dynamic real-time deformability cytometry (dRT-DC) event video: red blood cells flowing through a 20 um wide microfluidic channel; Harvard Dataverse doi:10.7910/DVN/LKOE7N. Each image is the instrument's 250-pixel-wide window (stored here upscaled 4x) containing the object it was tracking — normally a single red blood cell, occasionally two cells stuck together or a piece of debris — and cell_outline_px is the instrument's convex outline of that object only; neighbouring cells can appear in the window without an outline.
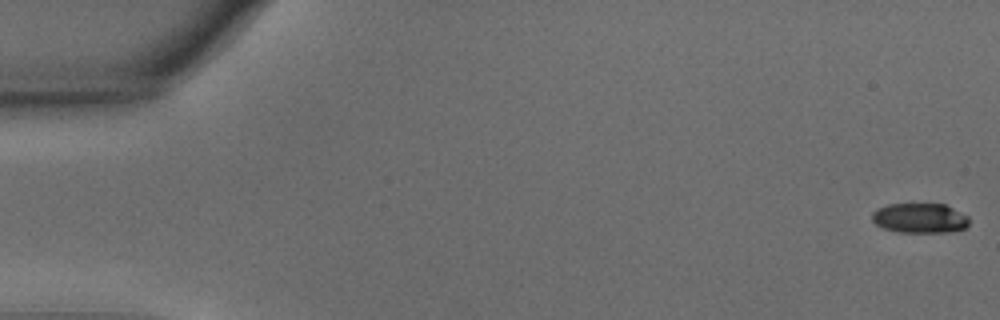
{"species": "common noctule bat (a hibernating species)", "species_latin": "Nyctalus noctula", "temperature_condition": "warm", "stored_images_in_passage": 50, "camera_frame_rate_fps": 3000, "um_per_image_px": 0.085, "animal": {"sex": "male", "body_mass_g": 15.6}, "frame": {"image": 1, "passage_image": 1, "time_ms": 0.0, "image_size_px": [1000, 320], "cell_outline_px": [[968, 224], [964, 228], [948, 232], [896, 232], [880, 228], [872, 220], [872, 212], [876, 208], [888, 204], [944, 204], [968, 216]], "centroid_in_image_um": [78.12, 18.54], "position_along_channel_um": 6.9, "area_um2": 16.94}}
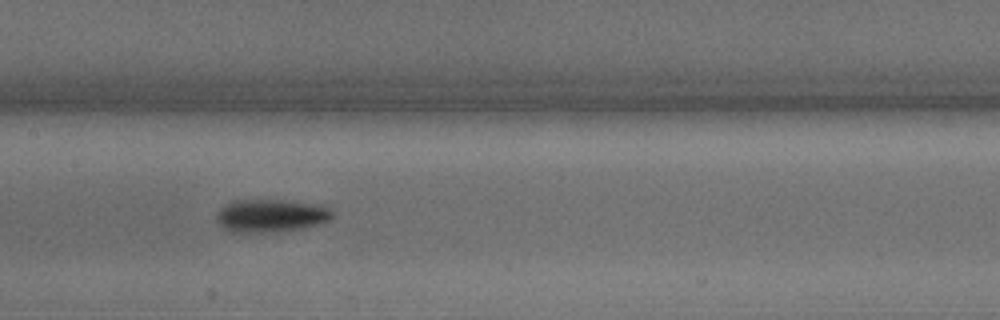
{"frame": {"image": 2, "passage_image": 28, "time_ms": 9.0, "image_size_px": [1000, 320], "cell_outline_px": [[332, 216], [328, 220], [316, 224], [300, 228], [264, 232], [232, 232], [224, 228], [216, 220], [216, 212], [224, 204], [232, 200], [292, 200], [320, 204], [328, 208], [332, 212]], "centroid_in_image_um": [22.97, 18.3], "position_along_channel_um": 184.4, "area_um2": 22.14}}
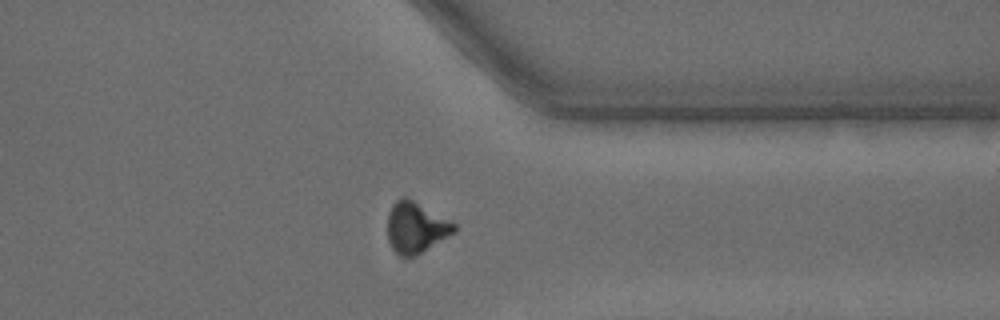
{"frame": {"image": 3, "passage_image": 44, "time_ms": 14.333, "image_size_px": [1000, 320], "cell_outline_px": [[456, 232], [416, 256], [400, 256], [392, 248], [388, 240], [388, 212], [392, 204], [396, 200], [404, 196], [408, 196], [456, 224]], "centroid_in_image_um": [35.35, 19.32], "position_along_channel_um": 376.1, "area_um2": 19.94}, "authors_computed_cell_mechanics": {"area_um2": 20.0566, "velocity_mm_per_s": 3.6723, "shape_relaxation_time_tau1_ms": 3.7318, "shape_relaxation_time_tau2_ms": 4.9511, "deformation_change_tau1": 0.178, "deformation_change_tau2": 0.1229}}